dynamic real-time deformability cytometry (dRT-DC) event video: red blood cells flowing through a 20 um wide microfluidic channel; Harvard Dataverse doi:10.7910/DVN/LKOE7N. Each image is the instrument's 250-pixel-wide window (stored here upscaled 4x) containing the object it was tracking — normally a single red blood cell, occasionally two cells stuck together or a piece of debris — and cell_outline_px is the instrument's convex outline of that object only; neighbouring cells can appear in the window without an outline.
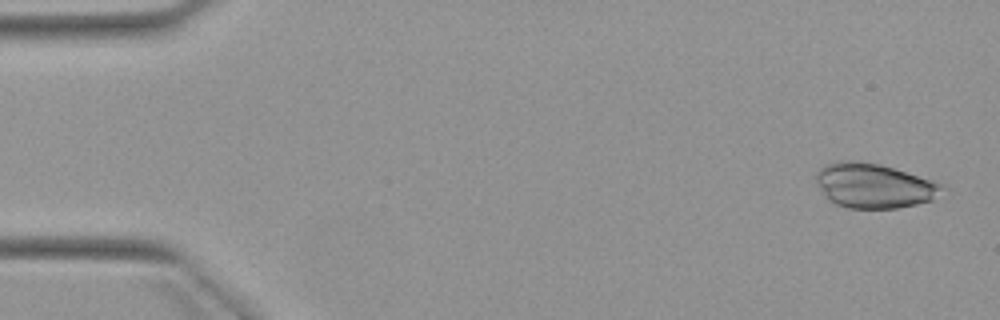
{"species": "Egyptian fruit bat (a non-hibernating species)", "species_latin": "Rousettus aegyptiacus", "temperature_condition": "warm", "stored_images_in_passage": 4, "camera_frame_rate_fps": 3000, "um_per_image_px": 0.085, "animal": {"sex": "female"}, "frame": {"image": 1, "passage_image": 1, "time_ms": 0.0, "image_size_px": [1000, 320], "cell_outline_px": [[944, 188], [932, 200], [916, 204], [896, 208], [848, 208], [836, 204], [828, 200], [816, 184], [816, 172], [824, 164], [844, 160], [856, 160], [880, 164], [932, 180], [944, 184]], "centroid_in_image_um": [74.24, 15.77], "position_along_channel_um": 10.8, "area_um2": 32.77}}